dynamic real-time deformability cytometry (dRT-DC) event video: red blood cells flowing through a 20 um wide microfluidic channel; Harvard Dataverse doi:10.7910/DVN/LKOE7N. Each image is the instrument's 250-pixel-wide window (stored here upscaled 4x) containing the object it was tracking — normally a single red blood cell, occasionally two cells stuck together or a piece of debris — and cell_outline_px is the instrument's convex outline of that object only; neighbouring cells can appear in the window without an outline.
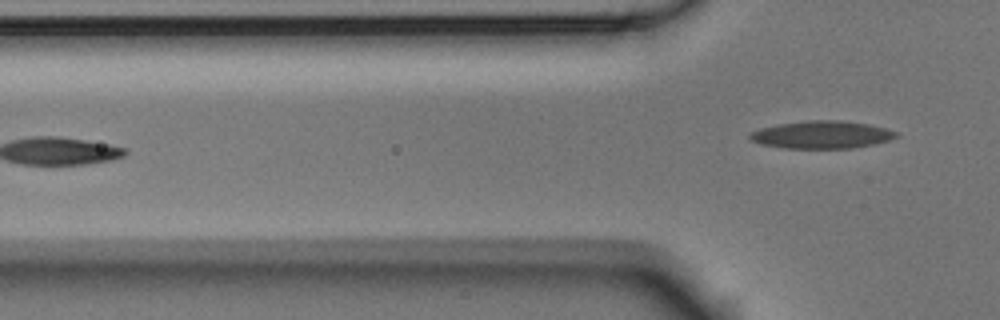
{"species": "Egyptian fruit bat (a non-hibernating species)", "species_latin": "Rousettus aegyptiacus", "temperature_condition": "room temperature", "stored_images_in_passage": 5, "camera_frame_rate_fps": 3000, "um_per_image_px": 0.085, "animal": {"sex": "male"}, "frame": {"image": 1, "passage_image": 5, "time_ms": 1.333, "image_size_px": [1000, 320], "cell_outline_px": [[900, 136], [892, 140], [852, 148], [784, 148], [760, 144], [752, 140], [748, 136], [748, 132], [760, 128], [776, 124], [808, 120], [840, 120], [868, 124], [884, 128], [896, 132]], "centroid_in_image_um": [69.82, 11.45], "position_along_channel_um": 56.0, "area_um2": 23.64}}